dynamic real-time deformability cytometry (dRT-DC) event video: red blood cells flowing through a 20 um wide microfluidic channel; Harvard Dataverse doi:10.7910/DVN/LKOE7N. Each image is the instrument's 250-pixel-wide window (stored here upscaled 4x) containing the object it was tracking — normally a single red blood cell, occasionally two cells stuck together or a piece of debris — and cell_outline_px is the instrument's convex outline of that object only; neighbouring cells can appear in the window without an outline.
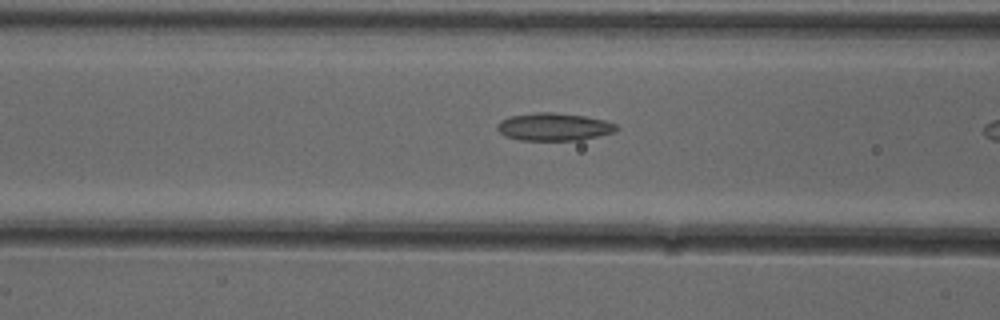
{"species": "common noctule bat (a hibernating species)", "species_latin": "Nyctalus noctula", "temperature_condition": "cold", "stored_images_in_passage": 9, "camera_frame_rate_fps": 3000, "um_per_image_px": 0.085, "animal": {"sex": "female"}, "frame": {"image": 1, "passage_image": 8, "time_ms": 2.333, "image_size_px": [1000, 320], "cell_outline_px": [[620, 128], [616, 132], [580, 140], [520, 140], [504, 136], [496, 128], [496, 124], [500, 120], [508, 116], [536, 112], [556, 112], [584, 116], [604, 120], [616, 124]], "centroid_in_image_um": [47.07, 10.77], "position_along_channel_um": 119.5, "area_um2": 19.48}}